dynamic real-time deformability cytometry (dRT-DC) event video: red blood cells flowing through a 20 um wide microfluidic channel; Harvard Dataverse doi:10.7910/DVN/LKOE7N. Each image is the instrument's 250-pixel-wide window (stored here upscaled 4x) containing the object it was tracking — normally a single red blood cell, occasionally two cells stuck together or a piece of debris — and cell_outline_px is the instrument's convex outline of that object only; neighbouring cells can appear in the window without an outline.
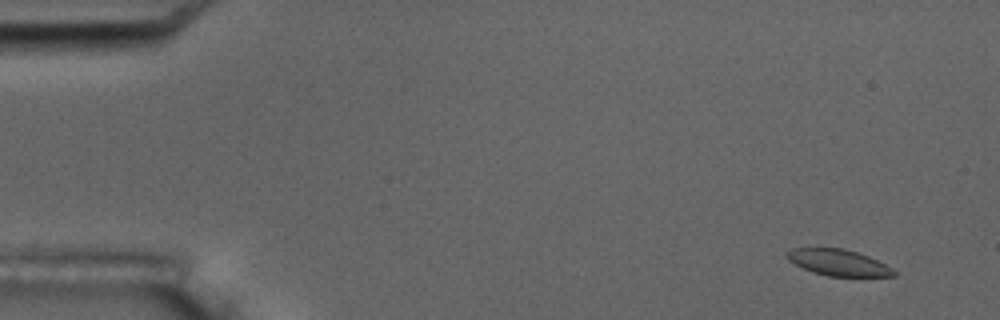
{"species": "common noctule bat (a hibernating species)", "species_latin": "Nyctalus noctula", "temperature_condition": "room temperature", "stored_images_in_passage": 6, "camera_frame_rate_fps": 3000, "um_per_image_px": 0.085, "animal": {"sex": "male", "body_mass_g": 17.5, "forearm_length_mm": 52.3}, "frame": {"image": 1, "passage_image": 1, "time_ms": 0.0, "image_size_px": [1000, 320], "cell_outline_px": [[896, 276], [828, 276], [812, 272], [788, 260], [784, 252], [792, 248], [844, 248], [868, 256], [892, 268], [896, 272]], "centroid_in_image_um": [71.23, 22.31], "position_along_channel_um": 13.8, "area_um2": 16.24}}
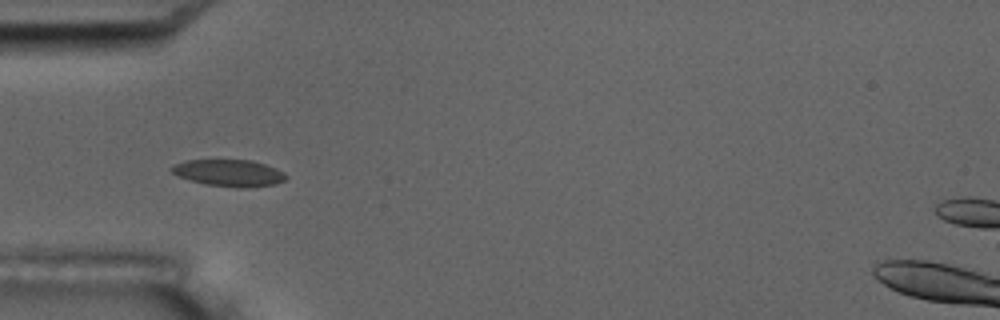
{"frame": {"image": 2, "passage_image": 5, "time_ms": 1.333, "image_size_px": [1000, 320], "cell_outline_px": [[288, 176], [284, 180], [276, 184], [244, 188], [236, 188], [204, 184], [180, 176], [172, 172], [168, 168], [184, 160], [252, 160], [276, 168], [284, 172]], "centroid_in_image_um": [19.49, 14.7], "position_along_channel_um": 65.5, "area_um2": 17.86}}